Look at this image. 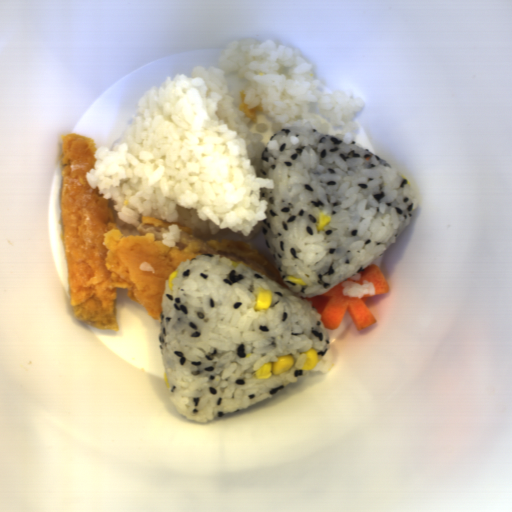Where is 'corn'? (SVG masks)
<instances>
[{
  "mask_svg": "<svg viewBox=\"0 0 512 512\" xmlns=\"http://www.w3.org/2000/svg\"><path fill=\"white\" fill-rule=\"evenodd\" d=\"M301 353H306L304 365L301 370H312L317 366L319 355L316 349L311 347L309 350H306Z\"/></svg>",
  "mask_w": 512,
  "mask_h": 512,
  "instance_id": "obj_3",
  "label": "corn"
},
{
  "mask_svg": "<svg viewBox=\"0 0 512 512\" xmlns=\"http://www.w3.org/2000/svg\"><path fill=\"white\" fill-rule=\"evenodd\" d=\"M253 295L255 297V303L253 305L254 312L268 310L272 307V290L264 289L262 286H258L253 292Z\"/></svg>",
  "mask_w": 512,
  "mask_h": 512,
  "instance_id": "obj_2",
  "label": "corn"
},
{
  "mask_svg": "<svg viewBox=\"0 0 512 512\" xmlns=\"http://www.w3.org/2000/svg\"><path fill=\"white\" fill-rule=\"evenodd\" d=\"M286 279L289 280L290 282H292L293 284H296V285H301V286L308 285V283H305L302 280V278H299V277H295V276H291V275H286Z\"/></svg>",
  "mask_w": 512,
  "mask_h": 512,
  "instance_id": "obj_5",
  "label": "corn"
},
{
  "mask_svg": "<svg viewBox=\"0 0 512 512\" xmlns=\"http://www.w3.org/2000/svg\"><path fill=\"white\" fill-rule=\"evenodd\" d=\"M331 216L330 215H327L325 214L322 210L318 213L317 215V225H316V229H317V232L318 231H322V230H325L324 227L327 226L329 224V222L331 221Z\"/></svg>",
  "mask_w": 512,
  "mask_h": 512,
  "instance_id": "obj_4",
  "label": "corn"
},
{
  "mask_svg": "<svg viewBox=\"0 0 512 512\" xmlns=\"http://www.w3.org/2000/svg\"><path fill=\"white\" fill-rule=\"evenodd\" d=\"M278 361L265 362L261 367L254 371L252 378L268 380L272 375H277L289 371L294 365L293 355H276Z\"/></svg>",
  "mask_w": 512,
  "mask_h": 512,
  "instance_id": "obj_1",
  "label": "corn"
},
{
  "mask_svg": "<svg viewBox=\"0 0 512 512\" xmlns=\"http://www.w3.org/2000/svg\"><path fill=\"white\" fill-rule=\"evenodd\" d=\"M177 276H178V272H177V270H175V271H172V272L169 274L168 278H167V286H168V289H169L170 291H171V290H173L172 286L174 285V284L172 283V280H173V278H176Z\"/></svg>",
  "mask_w": 512,
  "mask_h": 512,
  "instance_id": "obj_6",
  "label": "corn"
},
{
  "mask_svg": "<svg viewBox=\"0 0 512 512\" xmlns=\"http://www.w3.org/2000/svg\"><path fill=\"white\" fill-rule=\"evenodd\" d=\"M163 377H164V381H165L166 386L168 387V389H170L169 382H168V380H167V374H166V372H164Z\"/></svg>",
  "mask_w": 512,
  "mask_h": 512,
  "instance_id": "obj_7",
  "label": "corn"
}]
</instances>
